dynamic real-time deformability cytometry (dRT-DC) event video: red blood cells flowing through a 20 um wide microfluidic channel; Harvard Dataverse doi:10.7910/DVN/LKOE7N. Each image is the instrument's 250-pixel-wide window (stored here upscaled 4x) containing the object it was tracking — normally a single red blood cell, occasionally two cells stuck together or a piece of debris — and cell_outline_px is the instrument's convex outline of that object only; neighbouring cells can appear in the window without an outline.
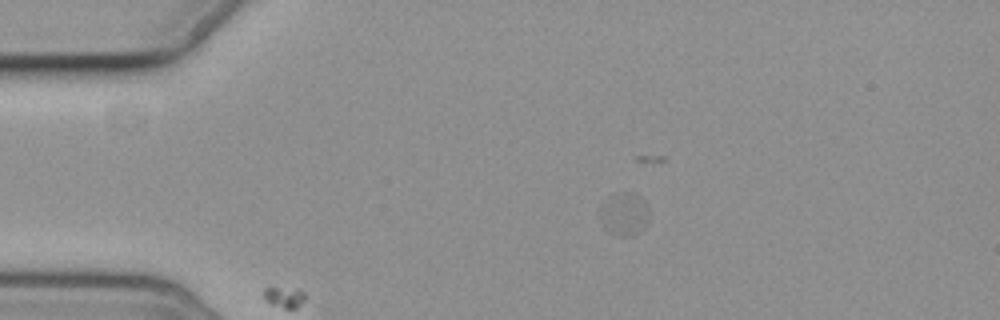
{"species": "common noctule bat (a hibernating species)", "species_latin": "Nyctalus noctula", "temperature_condition": "cold", "stored_images_in_passage": 5, "camera_frame_rate_fps": 3000, "um_per_image_px": 0.085, "animal": {"sex": "female", "body_mass_g": 19.3, "forearm_length_mm": 54.1}, "frame": {"image": 1, "passage_image": 2, "time_ms": 1.333, "image_size_px": [1000, 320], "cell_outline_px": [[648, 224], [644, 228], [628, 236], [620, 236], [608, 232], [604, 228], [600, 220], [600, 212], [620, 192], [628, 192], [644, 200], [648, 212]], "centroid_in_image_um": [53.11, 18.27], "position_along_channel_um": 31.9, "area_um2": 11.5}}
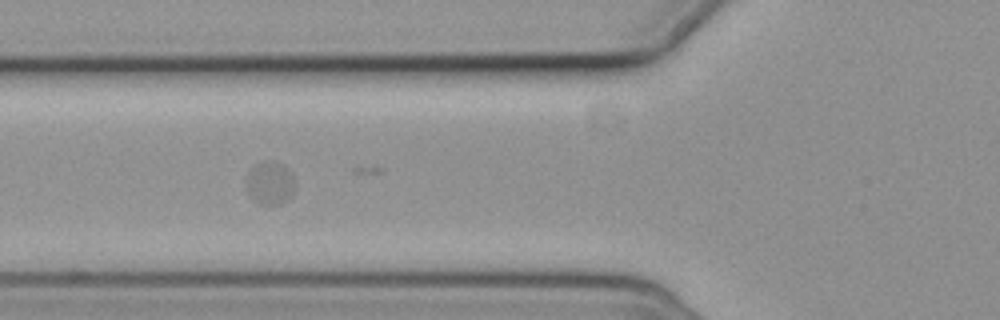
{"frame": {"image": 2, "passage_image": 5, "time_ms": 4.667, "image_size_px": [1000, 320], "cell_outline_px": [[296, 180], [292, 196], [288, 200], [280, 204], [260, 204], [248, 192], [248, 172], [256, 164], [264, 160], [272, 160], [284, 164]], "centroid_in_image_um": [23.02, 15.53], "position_along_channel_um": 102.8, "area_um2": 12.2}}